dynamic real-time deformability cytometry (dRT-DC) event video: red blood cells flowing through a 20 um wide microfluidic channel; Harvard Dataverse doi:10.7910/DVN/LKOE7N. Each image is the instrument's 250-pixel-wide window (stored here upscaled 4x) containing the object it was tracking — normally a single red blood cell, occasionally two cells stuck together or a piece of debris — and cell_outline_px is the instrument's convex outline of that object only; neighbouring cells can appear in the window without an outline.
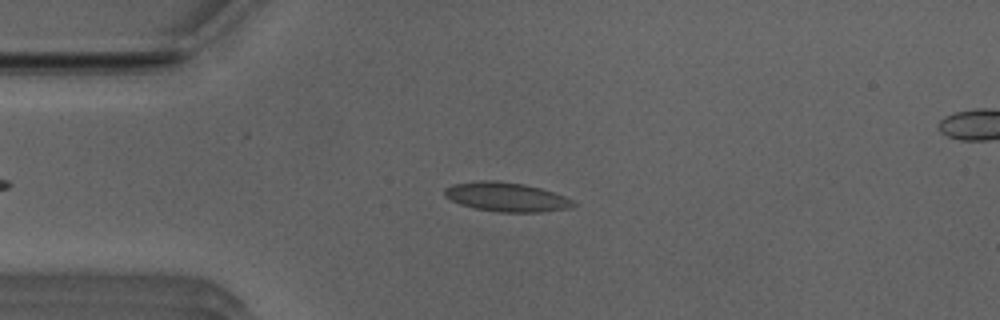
{"species": "Egyptian fruit bat (a non-hibernating species)", "species_latin": "Rousettus aegyptiacus", "temperature_condition": "room temperature", "stored_images_in_passage": 50, "camera_frame_rate_fps": 3000, "um_per_image_px": 0.085, "animal": {"sex": "male"}, "frame": {"image": 1, "passage_image": 11, "time_ms": 3.333, "image_size_px": [1000, 320], "cell_outline_px": [[576, 204], [572, 208], [544, 212], [496, 212], [476, 208], [460, 204], [444, 196], [444, 188], [452, 184], [484, 180], [492, 180], [524, 184], [540, 188], [564, 196], [572, 200]], "centroid_in_image_um": [43.05, 16.75], "position_along_channel_um": 42.0, "area_um2": 21.85}}
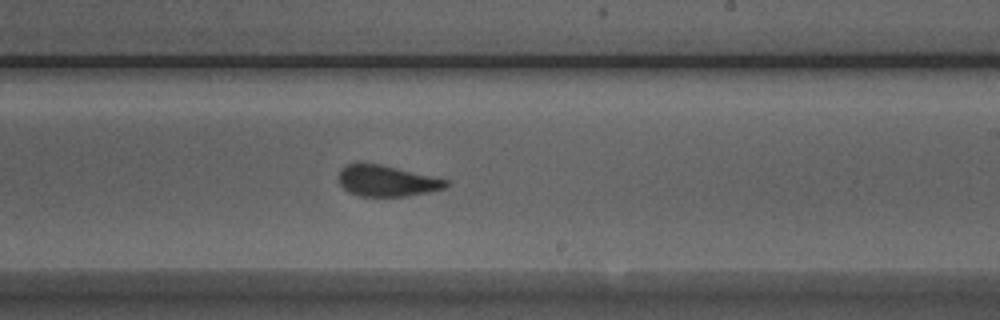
{"frame": {"image": 2, "passage_image": 29, "time_ms": 9.333, "image_size_px": [1000, 320], "cell_outline_px": [[448, 184], [444, 188], [428, 192], [404, 196], [360, 196], [348, 192], [340, 184], [340, 168], [348, 164], [380, 164], [448, 180]], "centroid_in_image_um": [32.86, 15.38], "position_along_channel_um": 256.1, "area_um2": 18.96}}
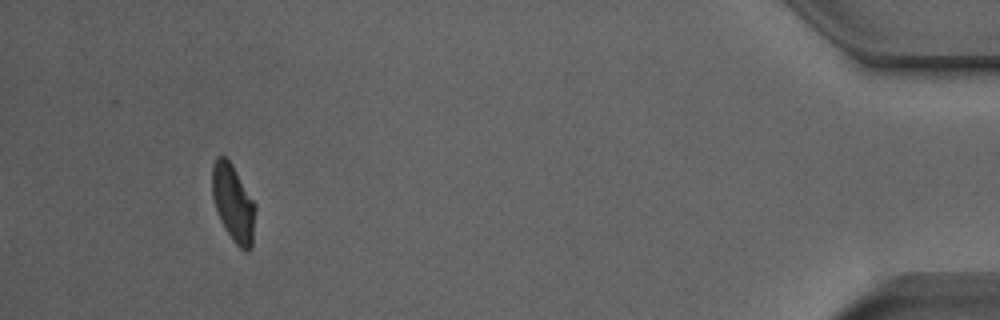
{"frame": {"image": 3, "passage_image": 47, "time_ms": 15.333, "image_size_px": [1000, 320], "cell_outline_px": [[256, 208], [252, 248], [248, 252], [244, 252], [232, 240], [224, 228], [220, 220], [212, 196], [212, 168], [216, 156], [224, 156], [232, 164], [256, 204]], "centroid_in_image_um": [19.84, 17.3], "position_along_channel_um": 415.4, "area_um2": 19.59}, "authors_computed_cell_mechanics": {"area_um2": 20.3167, "velocity_mm_per_s": 3.9036, "shape_relaxation_time_tau1_ms": null, "shape_relaxation_time_tau2_ms": 1.2751, "deformation_change_tau1": null, "deformation_change_tau2": 0.0774}}